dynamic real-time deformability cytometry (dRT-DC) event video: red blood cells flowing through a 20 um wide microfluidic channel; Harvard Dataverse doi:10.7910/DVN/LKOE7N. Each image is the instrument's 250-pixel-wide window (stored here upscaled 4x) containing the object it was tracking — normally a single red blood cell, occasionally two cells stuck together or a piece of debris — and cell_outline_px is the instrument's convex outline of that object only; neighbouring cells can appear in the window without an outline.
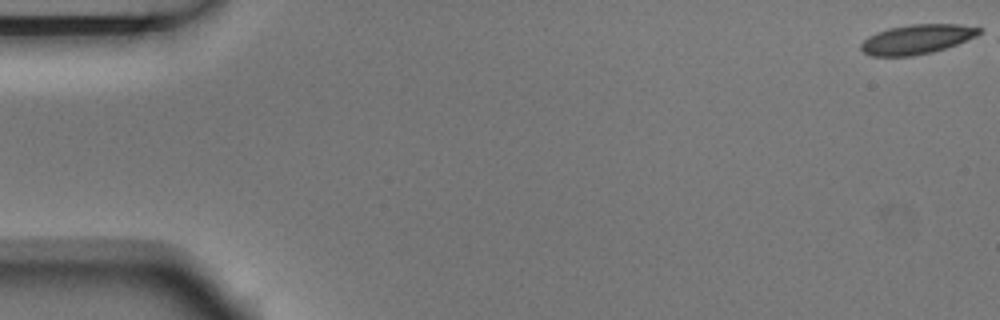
{"species": "Egyptian fruit bat (a non-hibernating species)", "species_latin": "Rousettus aegyptiacus", "temperature_condition": "room temperature", "stored_images_in_passage": 6, "segment_of_instrument_passage": [1, 2], "camera_frame_rate_fps": 3000, "um_per_image_px": 0.085, "animal": {"sex": "male"}, "frame": {"image": 1, "passage_image": 1, "time_ms": 0.0, "image_size_px": [1000, 320], "cell_outline_px": [[980, 32], [976, 36], [956, 44], [932, 52], [912, 56], [872, 56], [864, 52], [860, 48], [860, 44], [868, 36], [876, 32], [888, 28], [908, 24], [960, 24], [980, 28]], "centroid_in_image_um": [77.89, 3.33], "position_along_channel_um": 7.1, "area_um2": 20.23}}
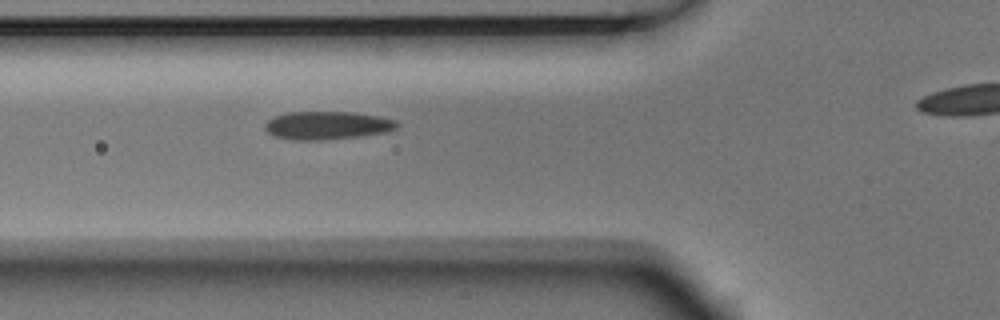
{"frame": {"image": 2, "passage_image": 5, "time_ms": 1.333, "image_size_px": [1000, 320], "cell_outline_px": [[400, 124], [396, 128], [388, 132], [360, 136], [320, 140], [292, 140], [272, 136], [264, 128], [264, 124], [272, 116], [288, 112], [352, 112], [380, 116], [396, 120]], "centroid_in_image_um": [27.8, 10.66], "position_along_channel_um": 98.0, "area_um2": 21.91}}